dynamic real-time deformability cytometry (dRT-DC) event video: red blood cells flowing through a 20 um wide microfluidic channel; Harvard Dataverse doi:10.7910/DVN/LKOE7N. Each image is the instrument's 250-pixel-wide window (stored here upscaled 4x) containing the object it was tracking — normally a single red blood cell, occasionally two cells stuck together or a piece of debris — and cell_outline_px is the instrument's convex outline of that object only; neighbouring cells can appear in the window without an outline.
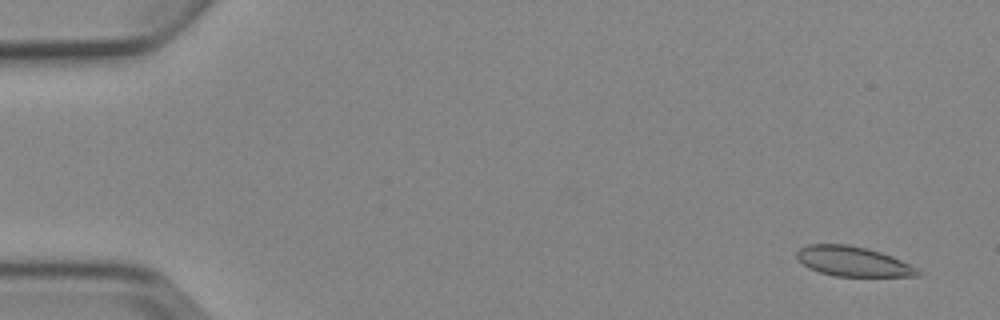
{"species": "Egyptian fruit bat (a non-hibernating species)", "species_latin": "Rousettus aegyptiacus", "temperature_condition": "cold", "stored_images_in_passage": 6, "camera_frame_rate_fps": 3000, "um_per_image_px": 0.085, "animal": {"sex": "female"}, "frame": {"image": 1, "passage_image": 1, "time_ms": 0.0, "image_size_px": [1000, 320], "cell_outline_px": [[920, 276], [832, 276], [808, 268], [796, 256], [796, 252], [800, 248], [808, 244], [848, 244], [868, 248], [892, 256], [916, 268], [920, 272]], "centroid_in_image_um": [72.47, 22.21], "position_along_channel_um": 12.5, "area_um2": 20.92}}
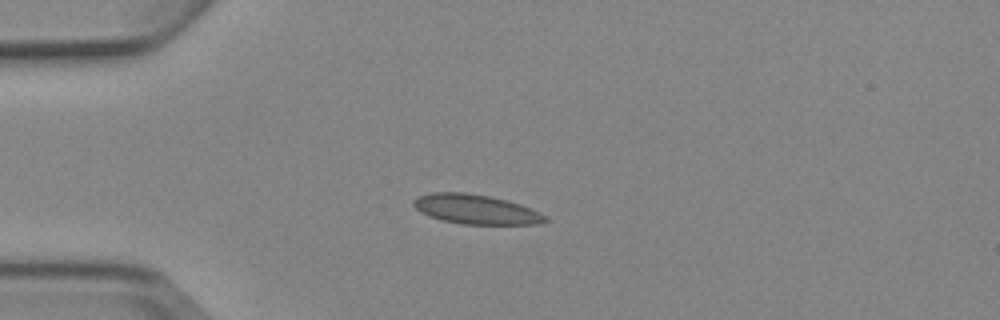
{"frame": {"image": 2, "passage_image": 4, "time_ms": 3.667, "image_size_px": [1000, 320], "cell_outline_px": [[548, 220], [536, 224], [460, 224], [428, 216], [420, 212], [412, 204], [412, 200], [416, 196], [432, 192], [464, 192], [488, 196], [508, 200], [520, 204], [540, 212], [548, 216]], "centroid_in_image_um": [40.42, 17.78], "position_along_channel_um": 44.6, "area_um2": 22.77}}
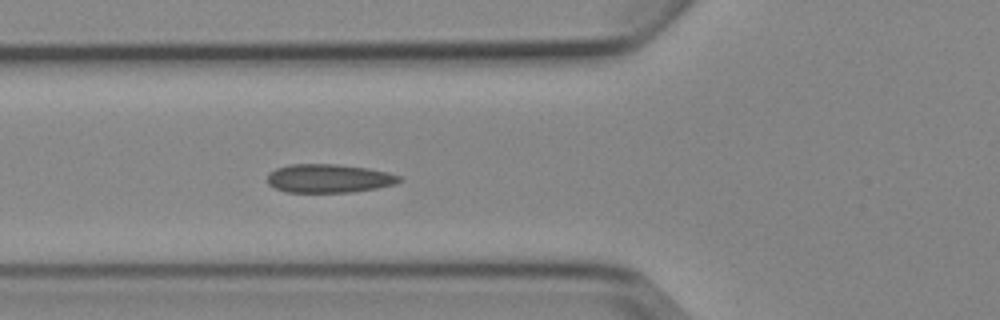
{"frame": {"image": 3, "passage_image": 6, "time_ms": 5.667, "image_size_px": [1000, 320], "cell_outline_px": [[404, 180], [396, 184], [376, 188], [352, 192], [284, 192], [268, 184], [268, 172], [276, 168], [288, 164], [336, 164], [368, 168], [388, 172], [400, 176]], "centroid_in_image_um": [27.96, 15.16], "position_along_channel_um": 97.8, "area_um2": 22.14}}